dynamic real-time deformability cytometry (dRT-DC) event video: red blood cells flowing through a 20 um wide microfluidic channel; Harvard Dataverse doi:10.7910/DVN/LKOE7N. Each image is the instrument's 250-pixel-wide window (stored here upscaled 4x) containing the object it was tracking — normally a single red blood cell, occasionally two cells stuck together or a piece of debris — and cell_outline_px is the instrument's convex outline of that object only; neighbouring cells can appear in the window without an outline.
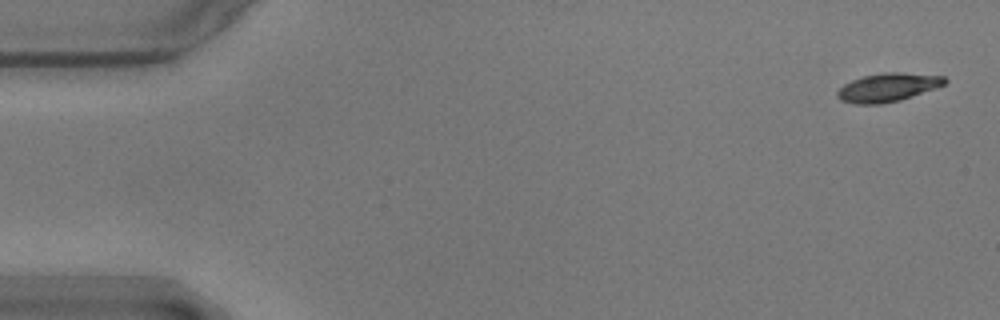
{"species": "common noctule bat (a hibernating species)", "species_latin": "Nyctalus noctula", "temperature_condition": "warm", "stored_images_in_passage": 15, "camera_frame_rate_fps": 3000, "um_per_image_px": 0.085, "animal": {"sex": "male", "body_mass_g": 17.9}, "frame": {"image": 1, "passage_image": 1, "time_ms": 0.0, "image_size_px": [1000, 320], "cell_outline_px": [[948, 80], [944, 84], [936, 88], [900, 100], [880, 104], [856, 104], [840, 100], [836, 96], [836, 92], [844, 84], [852, 80], [864, 76], [884, 72], [904, 72], [944, 76]], "centroid_in_image_um": [75.46, 7.42], "position_along_channel_um": 9.5, "area_um2": 17.86}}
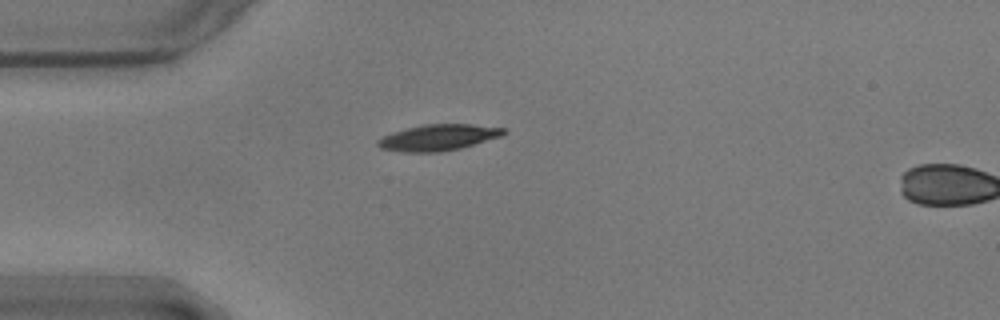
{"frame": {"image": 2, "passage_image": 14, "time_ms": 4.333, "image_size_px": [1000, 320], "cell_outline_px": [[508, 132], [500, 136], [460, 148], [440, 152], [400, 152], [380, 148], [376, 144], [376, 140], [392, 132], [424, 124], [472, 124], [508, 128]], "centroid_in_image_um": [37.25, 11.68], "position_along_channel_um": 47.7, "area_um2": 19.19}}